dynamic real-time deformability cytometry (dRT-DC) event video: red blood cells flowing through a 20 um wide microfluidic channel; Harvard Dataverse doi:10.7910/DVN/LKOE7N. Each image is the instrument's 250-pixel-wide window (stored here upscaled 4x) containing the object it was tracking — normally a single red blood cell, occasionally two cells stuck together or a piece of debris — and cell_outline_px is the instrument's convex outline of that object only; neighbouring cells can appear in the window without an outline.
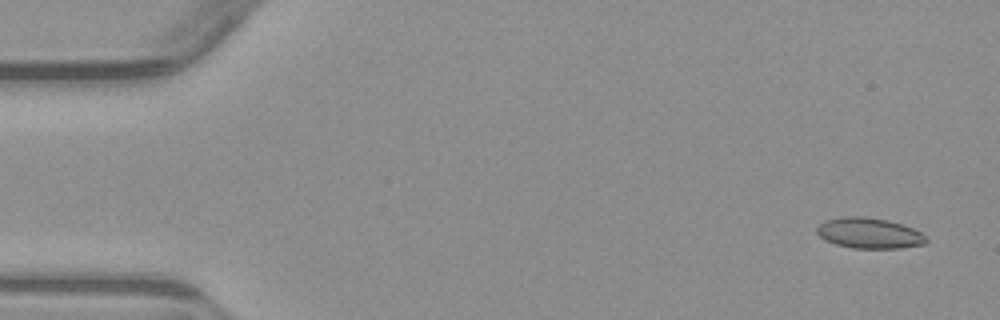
{"species": "common noctule bat (a hibernating species)", "species_latin": "Nyctalus noctula", "temperature_condition": "warm", "stored_images_in_passage": 6, "camera_frame_rate_fps": 3000, "um_per_image_px": 0.085, "animal": {"sex": "male", "body_mass_g": 23.1, "forearm_length_mm": 52.7}, "frame": {"image": 1, "passage_image": 1, "time_ms": 0.0, "image_size_px": [1000, 320], "cell_outline_px": [[928, 240], [924, 244], [900, 248], [852, 248], [836, 244], [824, 240], [816, 232], [816, 228], [824, 220], [844, 216], [864, 216], [888, 220], [912, 228], [920, 232]], "centroid_in_image_um": [73.84, 19.81], "position_along_channel_um": 11.2, "area_um2": 19.48}}
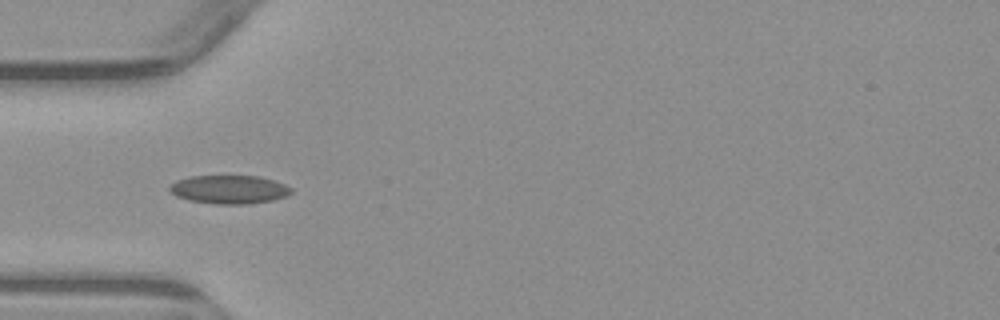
{"frame": {"image": 2, "passage_image": 5, "time_ms": 4.667, "image_size_px": [1000, 320], "cell_outline_px": [[292, 192], [284, 196], [272, 200], [248, 204], [212, 204], [188, 200], [176, 196], [168, 188], [176, 180], [188, 176], [260, 176], [284, 184], [292, 188]], "centroid_in_image_um": [19.45, 16.1], "position_along_channel_um": 65.5, "area_um2": 20.17}}
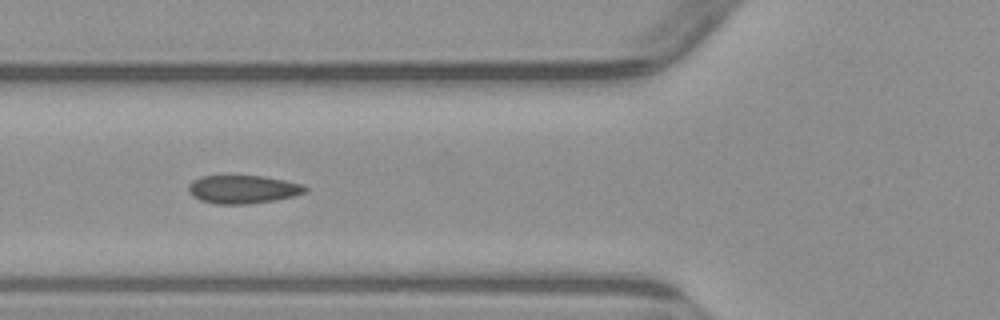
{"frame": {"image": 3, "passage_image": 6, "time_ms": 5.667, "image_size_px": [1000, 320], "cell_outline_px": [[308, 192], [276, 200], [248, 204], [216, 204], [200, 200], [192, 196], [188, 192], [188, 184], [192, 180], [200, 176], [264, 176], [304, 184], [308, 188]], "centroid_in_image_um": [20.65, 16.09], "position_along_channel_um": 105.2, "area_um2": 19.42}}